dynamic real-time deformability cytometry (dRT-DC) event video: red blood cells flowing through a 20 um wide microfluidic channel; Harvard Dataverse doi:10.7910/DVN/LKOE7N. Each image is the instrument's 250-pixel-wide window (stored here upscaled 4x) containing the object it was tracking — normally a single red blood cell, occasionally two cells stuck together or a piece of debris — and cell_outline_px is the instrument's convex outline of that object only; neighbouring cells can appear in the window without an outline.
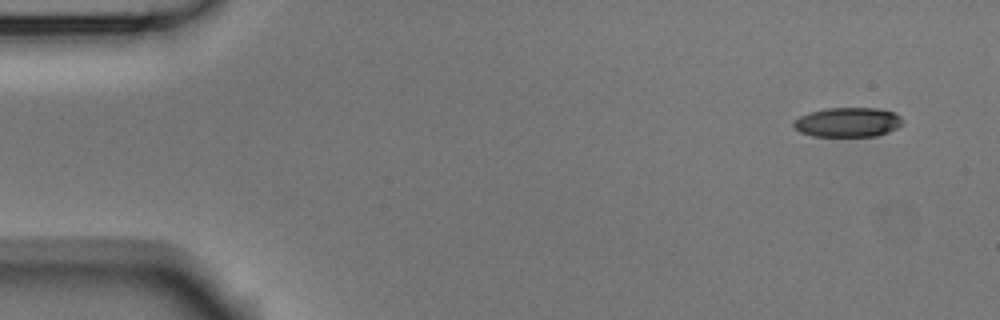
{"species": "Egyptian fruit bat (a non-hibernating species)", "species_latin": "Rousettus aegyptiacus", "temperature_condition": "room temperature", "stored_images_in_passage": 51, "camera_frame_rate_fps": 3000, "um_per_image_px": 0.085, "animal": {"sex": "male"}, "frame": {"image": 1, "passage_image": 1, "time_ms": 0.0, "image_size_px": [1000, 320], "cell_outline_px": [[904, 120], [896, 128], [888, 132], [876, 136], [812, 136], [800, 132], [792, 124], [792, 120], [808, 112], [828, 108], [880, 108], [892, 112], [900, 116]], "centroid_in_image_um": [72.03, 10.38], "position_along_channel_um": 13.0, "area_um2": 18.79}}
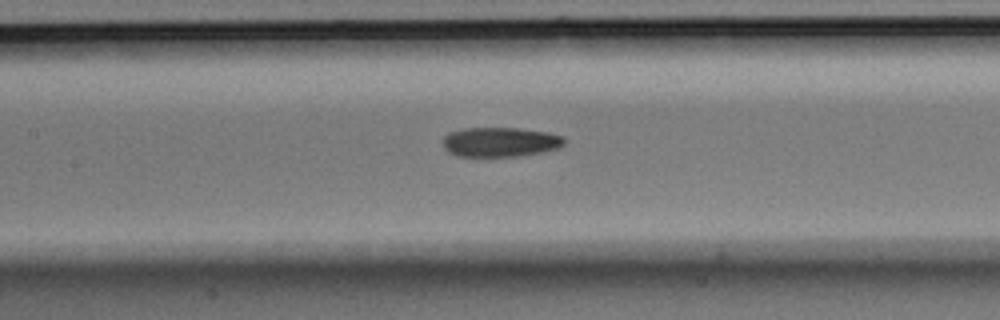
{"frame": {"image": 2, "passage_image": 22, "time_ms": 7.0, "image_size_px": [1000, 320], "cell_outline_px": [[564, 144], [560, 148], [540, 152], [516, 156], [456, 156], [448, 152], [444, 148], [444, 136], [448, 132], [464, 128], [516, 128], [548, 132], [564, 136]], "centroid_in_image_um": [42.51, 12.06], "position_along_channel_um": 164.9, "area_um2": 20.92}}
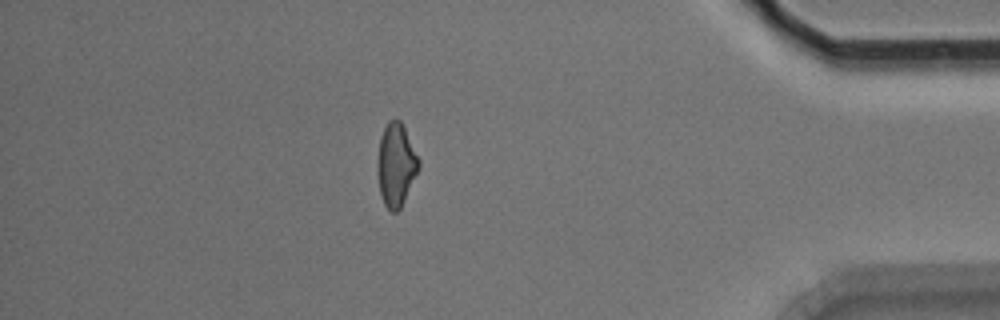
{"frame": {"image": 3, "passage_image": 44, "time_ms": 14.333, "image_size_px": [1000, 320], "cell_outline_px": [[420, 168], [400, 208], [396, 212], [392, 212], [384, 204], [380, 192], [376, 164], [380, 136], [388, 120], [400, 120], [420, 160]], "centroid_in_image_um": [33.65, 14.0], "position_along_channel_um": 401.5, "area_um2": 19.88}, "authors_computed_cell_mechanics": {"area_um2": 20.6924, "velocity_mm_per_s": 3.7743, "shape_relaxation_time_tau1_ms": 10.8747, "shape_relaxation_time_tau2_ms": 2.8229, "deformation_change_tau1": 0.2084, "deformation_change_tau2": 0.103}}